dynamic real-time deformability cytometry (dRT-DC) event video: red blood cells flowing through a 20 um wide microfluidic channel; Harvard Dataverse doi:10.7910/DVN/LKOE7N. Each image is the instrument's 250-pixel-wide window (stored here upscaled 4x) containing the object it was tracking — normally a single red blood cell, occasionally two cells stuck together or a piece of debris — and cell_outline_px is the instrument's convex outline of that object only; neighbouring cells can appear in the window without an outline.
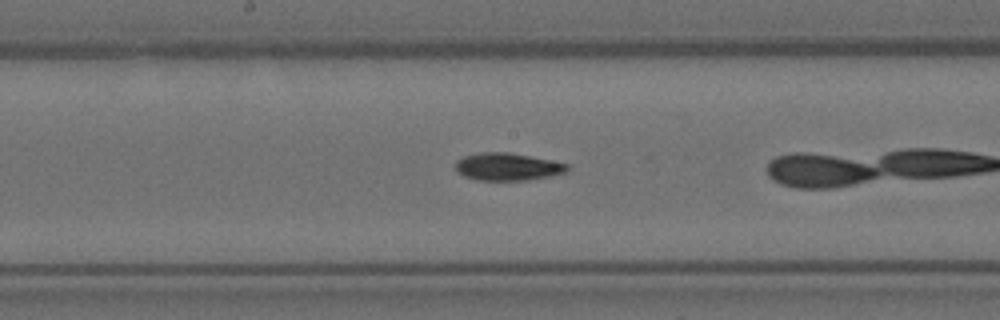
{"species": "Egyptian fruit bat (a non-hibernating species)", "species_latin": "Rousettus aegyptiacus", "temperature_condition": "room temperature", "stored_images_in_passage": 10, "camera_frame_rate_fps": 3000, "um_per_image_px": 0.085, "animal": {"sex": "female"}, "frame": {"image": 1, "passage_image": 9, "time_ms": 2.667, "image_size_px": [1000, 320], "cell_outline_px": [[568, 168], [564, 172], [548, 176], [528, 180], [476, 180], [464, 176], [456, 172], [456, 160], [464, 156], [480, 152], [508, 152], [568, 164]], "centroid_in_image_um": [43.06, 14.17], "position_along_channel_um": 205.1, "area_um2": 17.69}}